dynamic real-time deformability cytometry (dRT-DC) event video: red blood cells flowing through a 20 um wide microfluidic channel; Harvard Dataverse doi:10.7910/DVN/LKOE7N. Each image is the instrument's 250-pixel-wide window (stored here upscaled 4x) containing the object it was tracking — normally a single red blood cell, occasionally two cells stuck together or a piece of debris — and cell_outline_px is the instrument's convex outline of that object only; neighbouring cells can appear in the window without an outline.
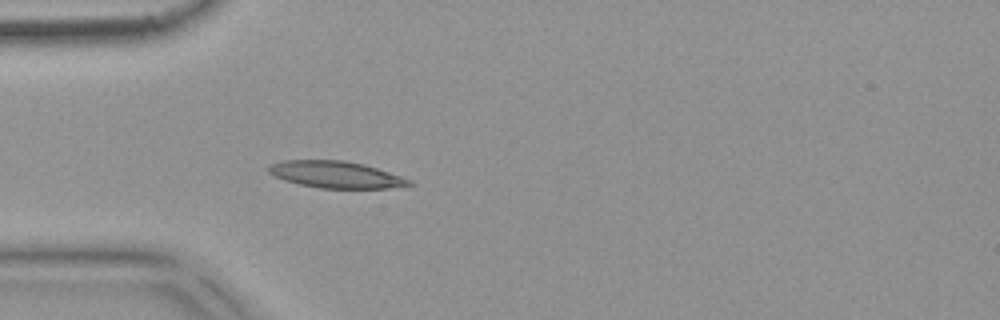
{"species": "common noctule bat (a hibernating species)", "species_latin": "Nyctalus noctula", "temperature_condition": "warm", "stored_images_in_passage": 54, "camera_frame_rate_fps": 3000, "um_per_image_px": 0.085, "animal": {"sex": "female", "body_mass_g": 18.4}, "frame": {"image": 1, "passage_image": 16, "time_ms": 5.0, "image_size_px": [1000, 320], "cell_outline_px": [[416, 184], [404, 188], [320, 188], [300, 184], [284, 180], [268, 172], [268, 164], [284, 160], [344, 160], [364, 164], [412, 180]], "centroid_in_image_um": [28.6, 14.84], "position_along_channel_um": 56.4, "area_um2": 22.08}}
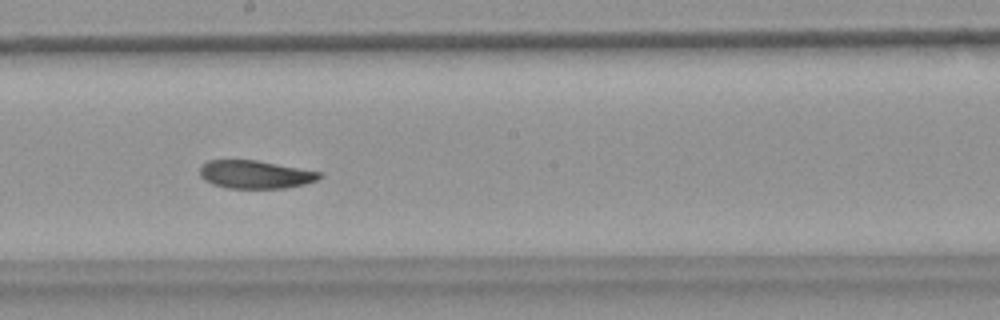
{"frame": {"image": 2, "passage_image": 30, "time_ms": 9.667, "image_size_px": [1000, 320], "cell_outline_px": [[324, 176], [316, 180], [304, 184], [288, 188], [228, 188], [212, 184], [204, 180], [200, 176], [200, 164], [208, 160], [256, 160], [320, 172]], "centroid_in_image_um": [21.66, 14.83], "position_along_channel_um": 226.5, "area_um2": 19.59}}
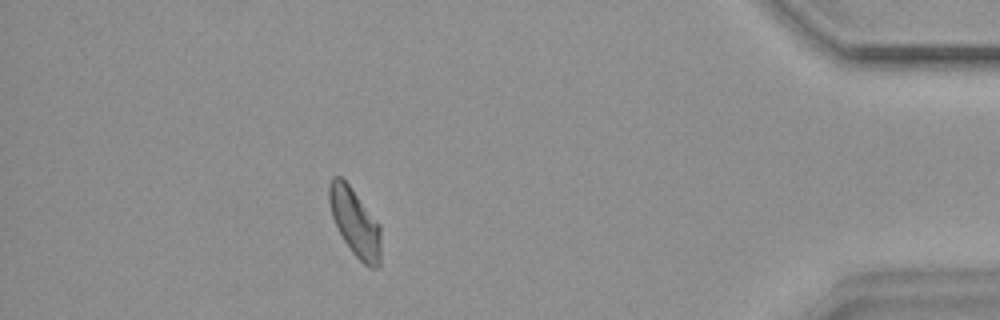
{"frame": {"image": 3, "passage_image": 48, "time_ms": 15.667, "image_size_px": [1000, 320], "cell_outline_px": [[380, 264], [376, 268], [368, 268], [352, 252], [344, 240], [332, 216], [328, 200], [328, 184], [332, 176], [340, 176], [352, 188], [380, 224]], "centroid_in_image_um": [30.17, 18.89], "position_along_channel_um": 405.0, "area_um2": 20.4}, "authors_computed_cell_mechanics": {"area_um2": 20.7502, "velocity_mm_per_s": 3.7633, "shape_relaxation_time_tau1_ms": 5.0846, "shape_relaxation_time_tau2_ms": 2.8283, "deformation_change_tau1": 0.1477, "deformation_change_tau2": 0.0761}}